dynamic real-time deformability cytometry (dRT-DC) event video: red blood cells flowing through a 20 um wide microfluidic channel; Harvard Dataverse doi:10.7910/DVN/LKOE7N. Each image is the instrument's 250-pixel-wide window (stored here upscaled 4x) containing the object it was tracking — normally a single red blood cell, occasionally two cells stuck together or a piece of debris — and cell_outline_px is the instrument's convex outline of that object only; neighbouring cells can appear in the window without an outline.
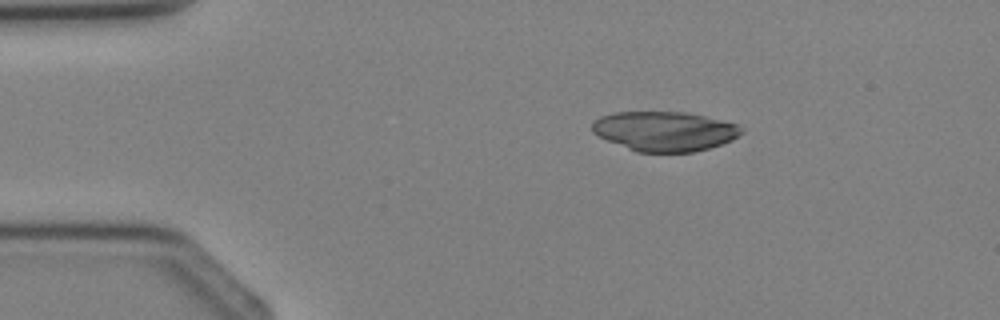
{"species": "Egyptian fruit bat (a non-hibernating species)", "species_latin": "Rousettus aegyptiacus", "temperature_condition": "cold", "stored_images_in_passage": 2, "camera_frame_rate_fps": 3000, "um_per_image_px": 0.085, "animal": {"sex": "female"}, "frame": {"image": 1, "passage_image": 2, "time_ms": 1.0, "image_size_px": [1000, 320], "cell_outline_px": [[744, 132], [732, 140], [708, 148], [692, 152], [636, 152], [608, 140], [592, 132], [592, 124], [600, 116], [612, 112], [684, 112], [704, 116], [740, 124], [744, 128]], "centroid_in_image_um": [56.52, 11.15], "position_along_channel_um": 28.5, "area_um2": 34.45}}